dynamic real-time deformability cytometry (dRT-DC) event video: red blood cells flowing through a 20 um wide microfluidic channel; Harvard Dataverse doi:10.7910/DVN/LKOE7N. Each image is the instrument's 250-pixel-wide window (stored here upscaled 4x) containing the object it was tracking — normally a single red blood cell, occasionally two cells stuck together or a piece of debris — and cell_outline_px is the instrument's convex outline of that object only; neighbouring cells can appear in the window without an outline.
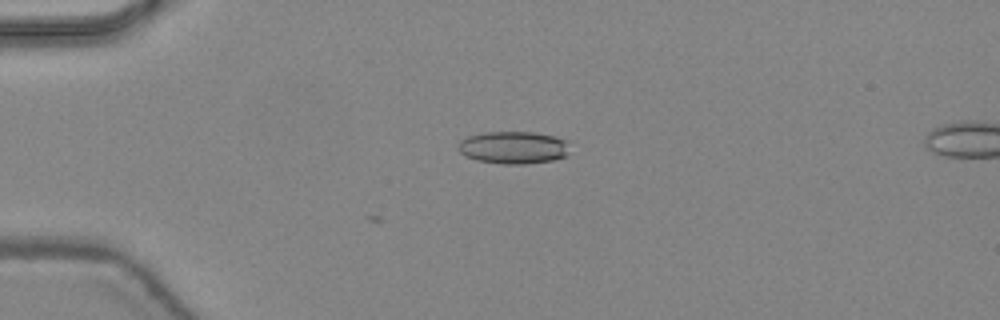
{"species": "common noctule bat (a hibernating species)", "species_latin": "Nyctalus noctula", "temperature_condition": "warm", "stored_images_in_passage": 3, "camera_frame_rate_fps": 3000, "um_per_image_px": 0.085, "animal": {"sex": "female", "body_mass_g": 24.6, "forearm_length_mm": 56.2}, "frame": {"image": 1, "passage_image": 3, "time_ms": 0.667, "image_size_px": [1000, 320], "cell_outline_px": [[568, 156], [552, 160], [524, 164], [500, 164], [476, 160], [464, 156], [460, 152], [460, 140], [468, 136], [484, 132], [532, 132], [556, 136], [564, 140]], "centroid_in_image_um": [43.61, 12.54], "position_along_channel_um": 41.4, "area_um2": 20.98}}